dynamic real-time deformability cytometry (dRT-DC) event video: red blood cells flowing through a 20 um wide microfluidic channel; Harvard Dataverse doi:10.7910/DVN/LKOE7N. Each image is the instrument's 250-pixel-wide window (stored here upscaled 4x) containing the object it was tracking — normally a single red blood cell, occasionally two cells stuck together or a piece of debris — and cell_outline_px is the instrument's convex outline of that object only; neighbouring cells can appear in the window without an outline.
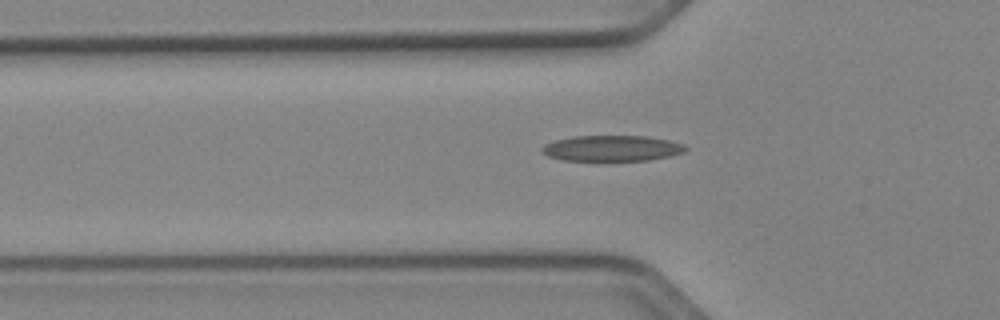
{"species": "Egyptian fruit bat (a non-hibernating species)", "species_latin": "Rousettus aegyptiacus", "temperature_condition": "cold", "stored_images_in_passage": 35, "camera_frame_rate_fps": 3000, "um_per_image_px": 0.085, "animal": {"sex": "female"}, "frame": {"image": 1, "passage_image": 7, "time_ms": 2.0, "image_size_px": [1000, 320], "cell_outline_px": [[688, 148], [684, 152], [668, 156], [648, 160], [564, 160], [548, 156], [540, 152], [540, 148], [544, 144], [556, 140], [572, 136], [648, 136], [668, 140], [684, 144]], "centroid_in_image_um": [51.99, 12.59], "position_along_channel_um": 73.8, "area_um2": 21.5}}
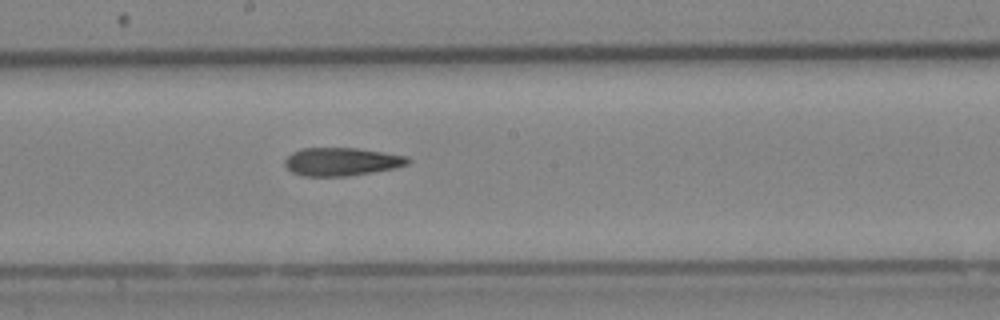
{"frame": {"image": 2, "passage_image": 18, "time_ms": 5.667, "image_size_px": [1000, 320], "cell_outline_px": [[412, 160], [408, 164], [396, 168], [348, 176], [304, 176], [292, 172], [284, 164], [284, 160], [292, 152], [300, 148], [356, 148], [408, 156]], "centroid_in_image_um": [29.04, 13.74], "position_along_channel_um": 219.2, "area_um2": 20.23}}
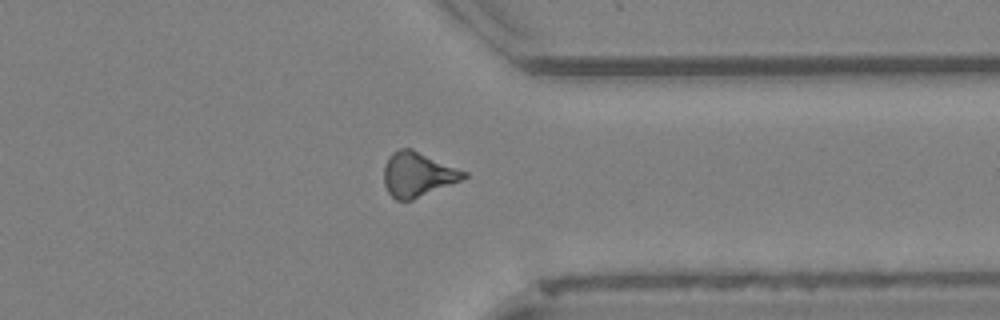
{"frame": {"image": 3, "passage_image": 30, "time_ms": 9.667, "image_size_px": [1000, 320], "cell_outline_px": [[468, 176], [460, 180], [412, 200], [396, 200], [388, 192], [384, 184], [384, 164], [388, 156], [392, 152], [400, 148], [412, 148], [468, 172]], "centroid_in_image_um": [35.48, 14.8], "position_along_channel_um": 375.9, "area_um2": 20.75}}